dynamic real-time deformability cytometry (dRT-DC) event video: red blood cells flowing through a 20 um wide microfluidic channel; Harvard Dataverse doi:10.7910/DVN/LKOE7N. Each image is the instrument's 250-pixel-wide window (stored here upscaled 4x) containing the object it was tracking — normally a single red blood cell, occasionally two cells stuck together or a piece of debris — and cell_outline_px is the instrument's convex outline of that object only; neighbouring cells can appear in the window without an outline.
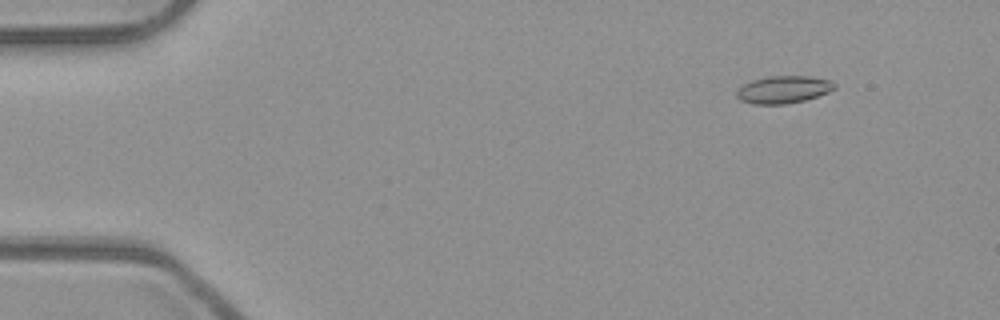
{"species": "common noctule bat (a hibernating species)", "species_latin": "Nyctalus noctula", "temperature_condition": "room temperature", "stored_images_in_passage": 54, "camera_frame_rate_fps": 3000, "um_per_image_px": 0.085, "animal": {"sex": "male", "body_mass_g": 23.1, "forearm_length_mm": 52.7}, "frame": {"image": 1, "passage_image": 7, "time_ms": 2.0, "image_size_px": [1000, 320], "cell_outline_px": [[836, 88], [828, 92], [804, 100], [788, 104], [752, 104], [740, 100], [736, 96], [736, 92], [744, 84], [752, 80], [768, 76], [808, 76], [832, 80], [836, 84]], "centroid_in_image_um": [66.6, 7.61], "position_along_channel_um": 18.4, "area_um2": 15.66}}
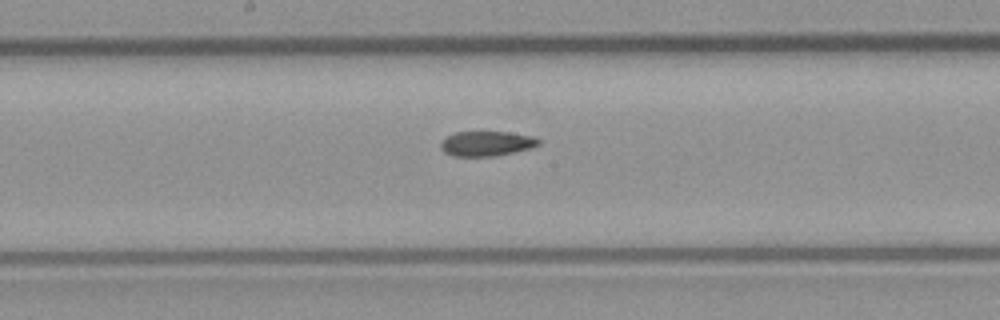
{"frame": {"image": 2, "passage_image": 29, "time_ms": 9.333, "image_size_px": [1000, 320], "cell_outline_px": [[540, 144], [532, 148], [496, 156], [452, 156], [444, 152], [440, 148], [440, 140], [456, 132], [508, 132], [532, 136], [540, 140]], "centroid_in_image_um": [41.34, 12.21], "position_along_channel_um": 206.9, "area_um2": 14.28}}
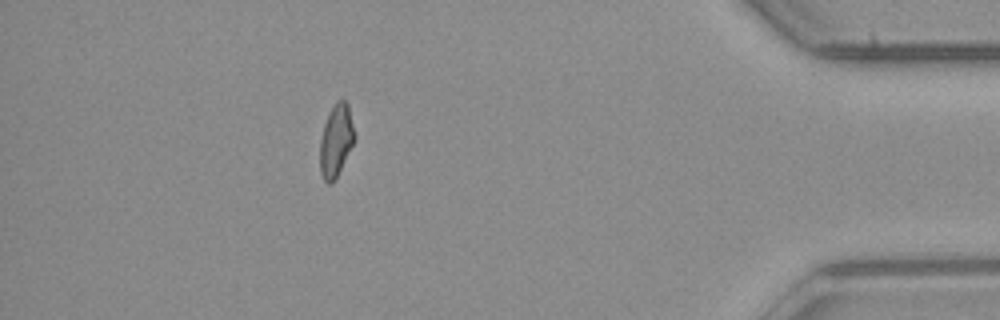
{"frame": {"image": 3, "passage_image": 48, "time_ms": 15.667, "image_size_px": [1000, 320], "cell_outline_px": [[356, 136], [332, 184], [328, 184], [324, 180], [320, 172], [320, 140], [324, 124], [328, 112], [336, 100], [344, 100], [348, 104]], "centroid_in_image_um": [28.55, 11.9], "position_along_channel_um": 406.7, "area_um2": 14.39}, "authors_computed_cell_mechanics": {"area_um2": 14.8546, "velocity_mm_per_s": 3.9664, "shape_relaxation_time_tau1_ms": null, "shape_relaxation_time_tau2_ms": 8.1637, "deformation_change_tau1": null, "deformation_change_tau2": 0.1052}}